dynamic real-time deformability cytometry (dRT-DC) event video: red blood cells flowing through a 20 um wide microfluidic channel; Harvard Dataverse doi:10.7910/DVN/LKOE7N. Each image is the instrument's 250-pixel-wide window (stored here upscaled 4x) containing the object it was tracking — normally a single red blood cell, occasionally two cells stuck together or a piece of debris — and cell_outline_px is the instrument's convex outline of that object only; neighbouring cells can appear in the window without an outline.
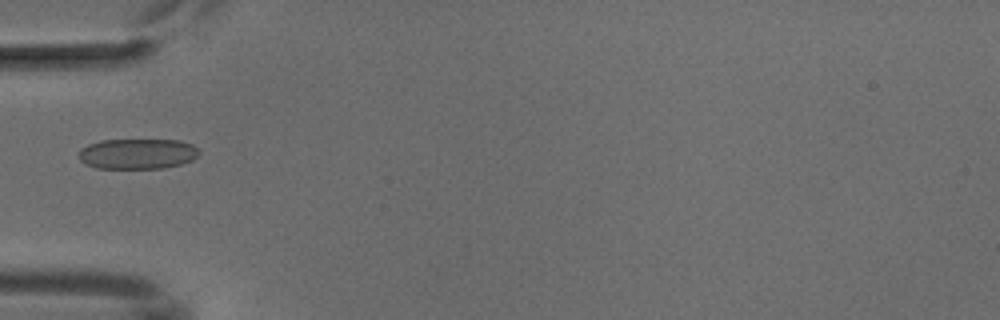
{"species": "common noctule bat (a hibernating species)", "species_latin": "Nyctalus noctula", "temperature_condition": "cold", "stored_images_in_passage": 6, "camera_frame_rate_fps": 3000, "um_per_image_px": 0.085, "animal": {"sex": "male", "body_mass_g": 18.8}, "frame": {"image": 1, "passage_image": 5, "time_ms": 4.667, "image_size_px": [1000, 320], "cell_outline_px": [[200, 152], [192, 160], [180, 164], [164, 168], [96, 168], [84, 164], [80, 160], [80, 148], [88, 144], [100, 140], [180, 140], [192, 144]], "centroid_in_image_um": [11.67, 13.07], "position_along_channel_um": 73.3, "area_um2": 21.33}}
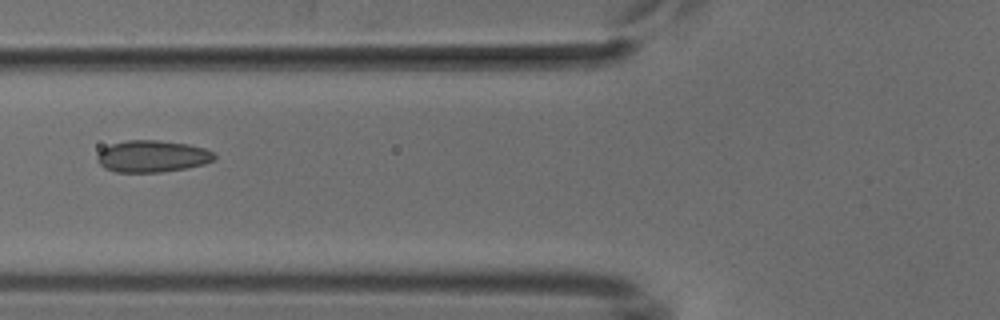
{"frame": {"image": 2, "passage_image": 6, "time_ms": 5.667, "image_size_px": [1000, 320], "cell_outline_px": [[216, 160], [204, 164], [184, 168], [160, 172], [116, 172], [104, 168], [96, 160], [96, 156], [104, 148], [112, 144], [128, 140], [160, 140], [188, 144], [204, 148], [216, 152]], "centroid_in_image_um": [12.97, 13.28], "position_along_channel_um": 112.8, "area_um2": 21.79}}